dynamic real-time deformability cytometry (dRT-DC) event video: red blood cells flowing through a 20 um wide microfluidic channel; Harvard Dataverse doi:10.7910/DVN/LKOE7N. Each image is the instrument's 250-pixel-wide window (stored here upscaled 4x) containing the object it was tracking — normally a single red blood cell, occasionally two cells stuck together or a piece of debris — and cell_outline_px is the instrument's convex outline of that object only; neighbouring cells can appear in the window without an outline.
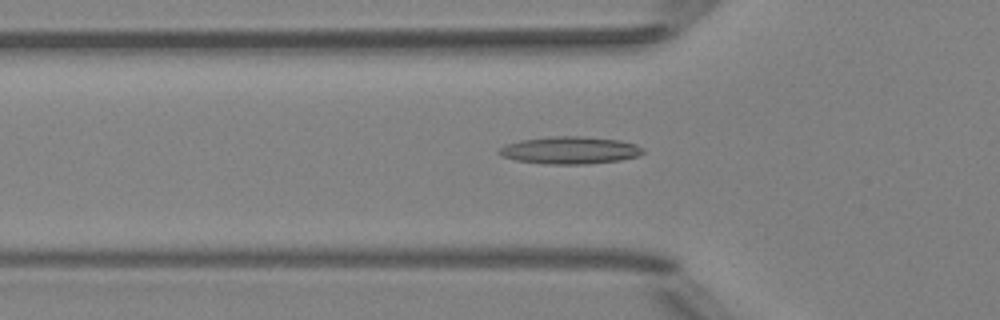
{"species": "Egyptian fruit bat (a non-hibernating species)", "species_latin": "Rousettus aegyptiacus", "temperature_condition": "room temperature", "stored_images_in_passage": 33, "camera_frame_rate_fps": 3000, "um_per_image_px": 0.085, "animal": {"sex": "female"}, "frame": {"image": 1, "passage_image": 5, "time_ms": 1.333, "image_size_px": [1000, 320], "cell_outline_px": [[644, 152], [636, 156], [620, 160], [588, 164], [544, 164], [516, 160], [500, 156], [496, 152], [500, 148], [508, 144], [520, 140], [556, 136], [584, 136], [620, 140], [636, 144], [644, 148]], "centroid_in_image_um": [48.44, 12.77], "position_along_channel_um": 77.4, "area_um2": 23.0}}
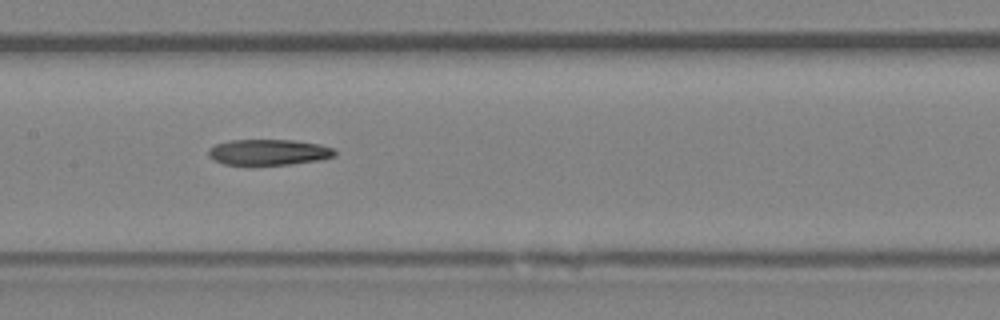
{"frame": {"image": 2, "passage_image": 13, "time_ms": 4.0, "image_size_px": [1000, 320], "cell_outline_px": [[336, 156], [320, 160], [292, 164], [252, 168], [248, 168], [224, 164], [208, 156], [208, 148], [216, 144], [228, 140], [292, 140], [320, 144], [336, 148]], "centroid_in_image_um": [22.82, 12.98], "position_along_channel_um": 184.6, "area_um2": 20.06}}
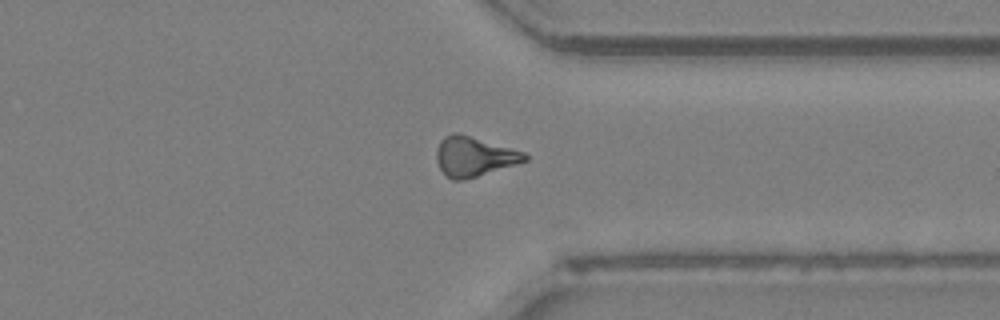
{"frame": {"image": 3, "passage_image": 27, "time_ms": 8.667, "image_size_px": [1000, 320], "cell_outline_px": [[528, 160], [516, 164], [464, 180], [452, 180], [440, 168], [436, 160], [436, 148], [440, 140], [444, 136], [452, 132], [456, 132], [524, 152], [528, 156]], "centroid_in_image_um": [40.26, 13.3], "position_along_channel_um": 371.1, "area_um2": 20.17}}